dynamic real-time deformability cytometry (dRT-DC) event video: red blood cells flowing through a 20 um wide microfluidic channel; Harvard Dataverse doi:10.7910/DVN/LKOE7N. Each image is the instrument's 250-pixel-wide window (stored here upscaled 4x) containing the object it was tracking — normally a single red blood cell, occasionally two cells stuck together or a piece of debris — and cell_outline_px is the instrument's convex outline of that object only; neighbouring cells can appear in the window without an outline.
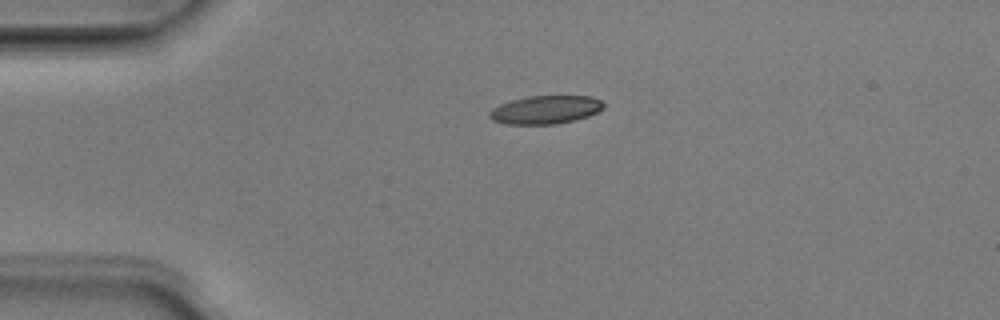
{"species": "Egyptian fruit bat (a non-hibernating species)", "species_latin": "Rousettus aegyptiacus", "temperature_condition": "room temperature", "stored_images_in_passage": 40, "camera_frame_rate_fps": 3000, "um_per_image_px": 0.085, "animal": {"sex": "male"}, "frame": {"image": 1, "passage_image": 1, "time_ms": 0.0, "image_size_px": [1000, 320], "cell_outline_px": [[604, 108], [588, 116], [556, 124], [508, 124], [492, 120], [488, 116], [488, 112], [492, 108], [500, 104], [512, 100], [528, 96], [592, 96], [600, 100], [604, 104]], "centroid_in_image_um": [46.34, 9.32], "position_along_channel_um": 38.7, "area_um2": 18.73}}
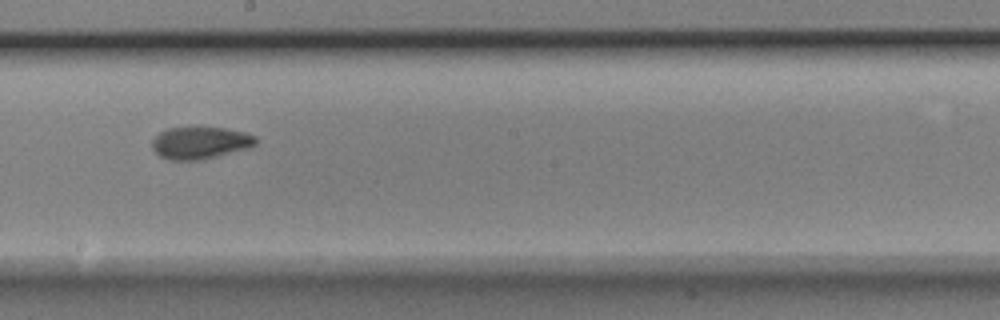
{"frame": {"image": 2, "passage_image": 18, "time_ms": 5.667, "image_size_px": [1000, 320], "cell_outline_px": [[256, 144], [252, 148], [200, 160], [168, 160], [160, 156], [152, 148], [152, 140], [160, 132], [168, 128], [224, 128], [244, 132], [256, 136]], "centroid_in_image_um": [17.04, 12.15], "position_along_channel_um": 231.2, "area_um2": 19.42}}
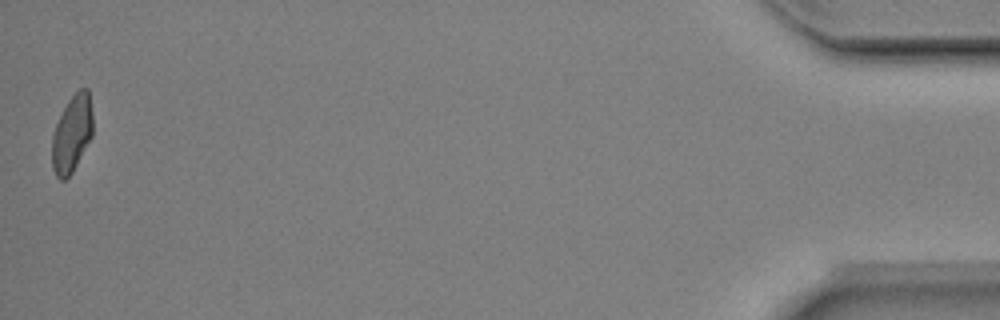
{"frame": {"image": 3, "passage_image": 40, "time_ms": 13.0, "image_size_px": [1000, 320], "cell_outline_px": [[92, 136], [72, 172], [64, 180], [60, 180], [56, 176], [52, 168], [52, 136], [56, 124], [68, 100], [80, 88], [88, 88], [92, 112]], "centroid_in_image_um": [6.11, 11.37], "position_along_channel_um": 429.1, "area_um2": 18.15}, "authors_computed_cell_mechanics": {"area_um2": 19.3919, "velocity_mm_per_s": 3.9659, "shape_relaxation_time_tau1_ms": 3.8972, "shape_relaxation_time_tau2_ms": 2.6113, "deformation_change_tau1": 0.1274, "deformation_change_tau2": 0.0731}}